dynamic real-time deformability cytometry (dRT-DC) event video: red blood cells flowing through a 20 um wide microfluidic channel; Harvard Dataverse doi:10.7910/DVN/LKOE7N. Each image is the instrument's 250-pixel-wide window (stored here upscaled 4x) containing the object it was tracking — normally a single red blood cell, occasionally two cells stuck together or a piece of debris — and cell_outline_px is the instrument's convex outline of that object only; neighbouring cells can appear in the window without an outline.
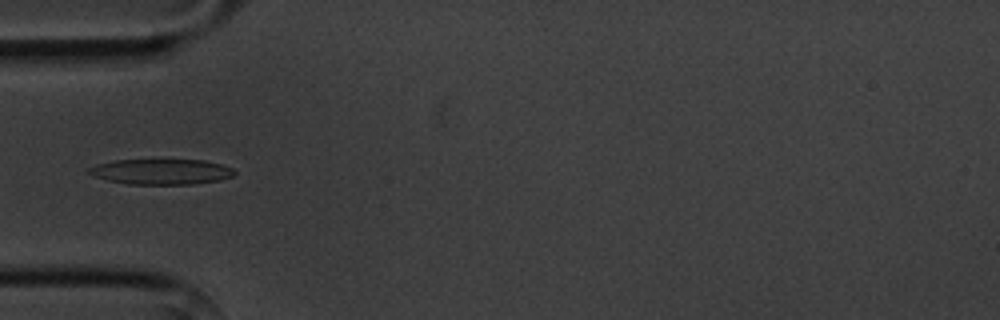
{"species": "common noctule bat (a hibernating species)", "species_latin": "Nyctalus noctula", "temperature_condition": "cold", "stored_images_in_passage": 10, "camera_frame_rate_fps": 3000, "um_per_image_px": 0.085, "animal": {"sex": "male", "body_mass_g": 20.1, "forearm_length_mm": 53.5}, "frame": {"image": 1, "passage_image": 2, "time_ms": 1.333, "image_size_px": [1000, 320], "cell_outline_px": [[236, 172], [232, 176], [220, 180], [192, 184], [128, 184], [108, 180], [96, 176], [88, 172], [88, 168], [96, 164], [116, 160], [204, 160], [220, 164], [232, 168]], "centroid_in_image_um": [13.72, 14.59], "position_along_channel_um": 71.3, "area_um2": 21.39}}
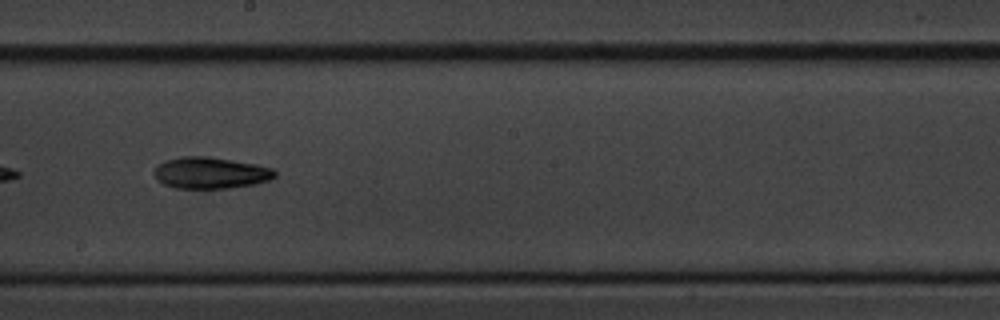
{"frame": {"image": 2, "passage_image": 6, "time_ms": 5.667, "image_size_px": [1000, 320], "cell_outline_px": [[276, 176], [268, 180], [256, 184], [232, 188], [176, 188], [164, 184], [156, 180], [152, 172], [164, 160], [184, 156], [204, 156], [232, 160], [256, 164], [272, 168], [276, 172]], "centroid_in_image_um": [17.88, 14.7], "position_along_channel_um": 230.3, "area_um2": 22.2}}
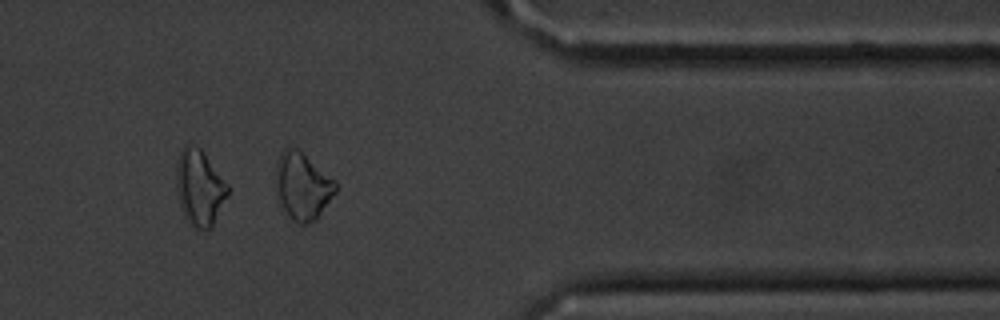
{"frame": {"image": 3, "passage_image": 10, "time_ms": 10.333, "image_size_px": [1000, 320], "cell_outline_px": [[336, 192], [316, 220], [304, 224], [300, 224], [292, 220], [288, 216], [280, 200], [276, 176], [276, 160], [284, 148], [288, 144], [296, 148], [336, 180]], "centroid_in_image_um": [25.73, 15.8], "position_along_channel_um": 385.7, "area_um2": 23.12}, "authors_computed_cell_mechanics": {"area_um2": 21.2704, "velocity_mm_per_s": 3.641, "shape_relaxation_time_tau1_ms": 2.3552, "shape_relaxation_time_tau2_ms": null, "deformation_change_tau1": 0.1028, "deformation_change_tau2": null}}